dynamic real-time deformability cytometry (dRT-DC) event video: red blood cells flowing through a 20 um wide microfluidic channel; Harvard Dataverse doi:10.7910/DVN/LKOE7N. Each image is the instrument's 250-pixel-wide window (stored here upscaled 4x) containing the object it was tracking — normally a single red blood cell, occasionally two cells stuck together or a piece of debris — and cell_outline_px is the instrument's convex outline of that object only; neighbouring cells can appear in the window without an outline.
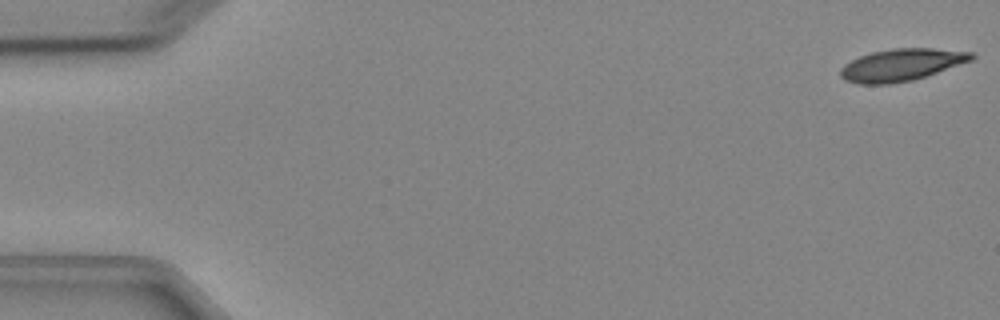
{"species": "Egyptian fruit bat (a non-hibernating species)", "species_latin": "Rousettus aegyptiacus", "temperature_condition": "cold", "stored_images_in_passage": 4, "segment_of_instrument_passage": [2, 2], "camera_frame_rate_fps": 3000, "um_per_image_px": 0.085, "animal": {"sex": "female"}, "frame": {"image": 1, "passage_image": 4, "time_ms": 4.333, "image_size_px": [1000, 320], "cell_outline_px": [[976, 56], [972, 60], [912, 80], [892, 84], [856, 84], [844, 80], [840, 76], [840, 68], [844, 64], [860, 56], [872, 52], [892, 48], [932, 48], [972, 52]], "centroid_in_image_um": [76.58, 5.51], "position_along_channel_um": 8.4, "area_um2": 24.45}}